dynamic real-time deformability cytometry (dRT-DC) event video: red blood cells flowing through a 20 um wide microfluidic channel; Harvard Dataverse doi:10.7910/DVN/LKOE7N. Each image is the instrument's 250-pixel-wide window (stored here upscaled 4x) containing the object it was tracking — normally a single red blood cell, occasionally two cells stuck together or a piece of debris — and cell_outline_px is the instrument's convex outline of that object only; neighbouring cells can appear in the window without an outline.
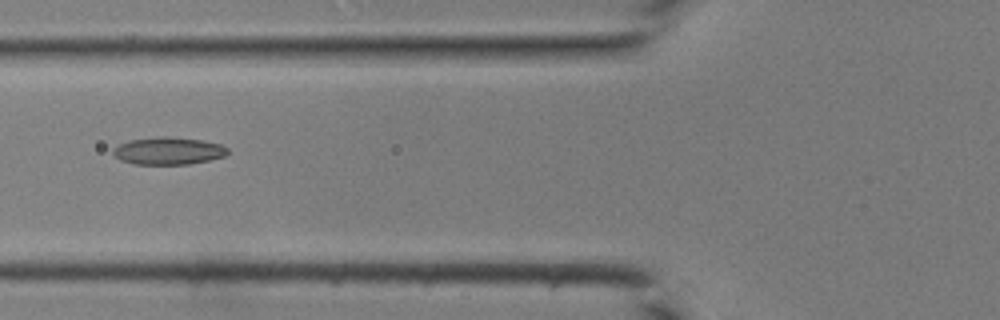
{"species": "common noctule bat (a hibernating species)", "species_latin": "Nyctalus noctula", "temperature_condition": "room temperature", "stored_images_in_passage": 30, "camera_frame_rate_fps": 3000, "um_per_image_px": 0.085, "animal": {"sex": "male", "body_mass_g": 19.0, "forearm_length_mm": 50.8}, "frame": {"image": 1, "passage_image": 4, "time_ms": 1.0, "image_size_px": [1000, 320], "cell_outline_px": [[228, 152], [224, 156], [208, 160], [188, 164], [132, 164], [120, 160], [112, 152], [112, 148], [116, 144], [132, 140], [164, 136], [200, 140], [220, 144], [228, 148]], "centroid_in_image_um": [14.26, 12.83], "position_along_channel_um": 111.5, "area_um2": 18.15}}
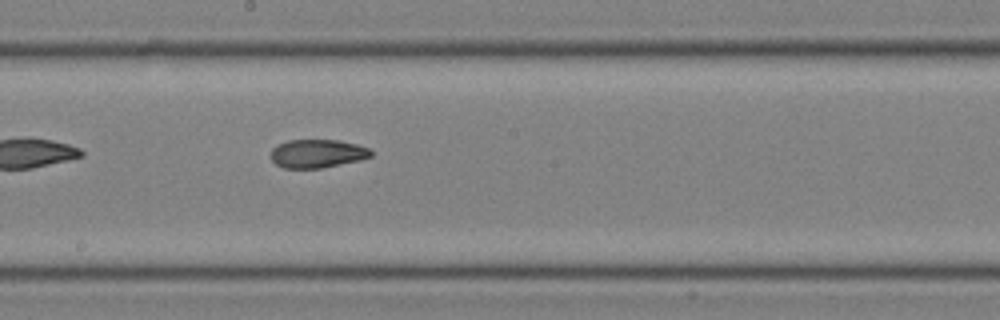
{"frame": {"image": 2, "passage_image": 11, "time_ms": 3.333, "image_size_px": [1000, 320], "cell_outline_px": [[372, 156], [360, 160], [320, 168], [284, 168], [276, 164], [272, 160], [272, 148], [288, 140], [340, 140], [356, 144], [368, 148], [372, 152]], "centroid_in_image_um": [26.98, 13.05], "position_along_channel_um": 221.2, "area_um2": 16.42}}
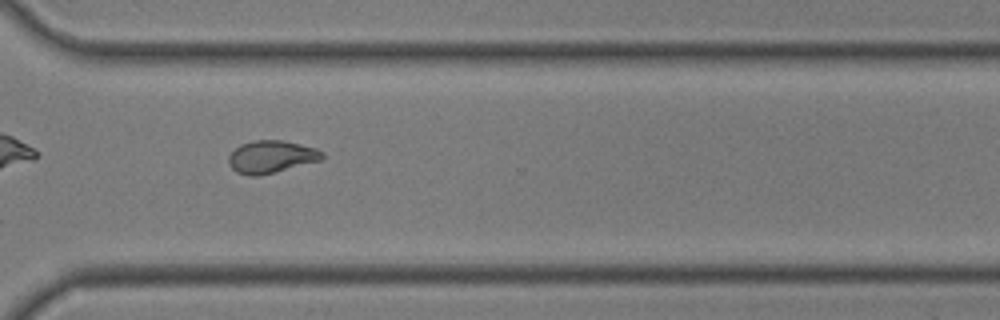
{"frame": {"image": 3, "passage_image": 19, "time_ms": 6.0, "image_size_px": [1000, 320], "cell_outline_px": [[324, 156], [320, 160], [260, 176], [248, 176], [236, 172], [228, 164], [228, 156], [240, 144], [252, 140], [280, 140], [300, 144], [316, 148], [324, 152]], "centroid_in_image_um": [23.03, 13.33], "position_along_channel_um": 347.6, "area_um2": 17.74}}